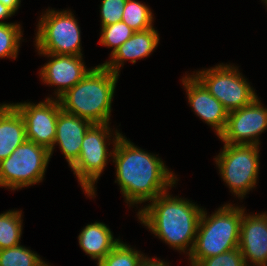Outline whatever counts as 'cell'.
<instances>
[{"label":"cell","mask_w":267,"mask_h":266,"mask_svg":"<svg viewBox=\"0 0 267 266\" xmlns=\"http://www.w3.org/2000/svg\"><path fill=\"white\" fill-rule=\"evenodd\" d=\"M22 115L25 127L26 138L38 145L53 148L56 137V123L62 109L59 99L47 97L43 102L12 103Z\"/></svg>","instance_id":"cell-11"},{"label":"cell","mask_w":267,"mask_h":266,"mask_svg":"<svg viewBox=\"0 0 267 266\" xmlns=\"http://www.w3.org/2000/svg\"><path fill=\"white\" fill-rule=\"evenodd\" d=\"M0 2L16 13L19 9L21 0H0Z\"/></svg>","instance_id":"cell-29"},{"label":"cell","mask_w":267,"mask_h":266,"mask_svg":"<svg viewBox=\"0 0 267 266\" xmlns=\"http://www.w3.org/2000/svg\"><path fill=\"white\" fill-rule=\"evenodd\" d=\"M38 54L51 58L48 63L41 67L39 74L44 84L57 86V90L54 93L55 97L57 96L56 99H59L81 81L91 70L86 68L82 55Z\"/></svg>","instance_id":"cell-12"},{"label":"cell","mask_w":267,"mask_h":266,"mask_svg":"<svg viewBox=\"0 0 267 266\" xmlns=\"http://www.w3.org/2000/svg\"><path fill=\"white\" fill-rule=\"evenodd\" d=\"M92 125L88 120L61 109L56 123L53 148L49 150L50 157L55 149L54 146L58 145L69 167H71L79 158L83 137Z\"/></svg>","instance_id":"cell-15"},{"label":"cell","mask_w":267,"mask_h":266,"mask_svg":"<svg viewBox=\"0 0 267 266\" xmlns=\"http://www.w3.org/2000/svg\"><path fill=\"white\" fill-rule=\"evenodd\" d=\"M267 130V108L257 97L251 104L229 112L218 139L228 144L260 145L259 135Z\"/></svg>","instance_id":"cell-10"},{"label":"cell","mask_w":267,"mask_h":266,"mask_svg":"<svg viewBox=\"0 0 267 266\" xmlns=\"http://www.w3.org/2000/svg\"><path fill=\"white\" fill-rule=\"evenodd\" d=\"M168 264V262L166 263L165 261L158 258H149L145 255L138 266H169Z\"/></svg>","instance_id":"cell-27"},{"label":"cell","mask_w":267,"mask_h":266,"mask_svg":"<svg viewBox=\"0 0 267 266\" xmlns=\"http://www.w3.org/2000/svg\"><path fill=\"white\" fill-rule=\"evenodd\" d=\"M103 222L87 224L78 236L81 249L97 264L120 242Z\"/></svg>","instance_id":"cell-18"},{"label":"cell","mask_w":267,"mask_h":266,"mask_svg":"<svg viewBox=\"0 0 267 266\" xmlns=\"http://www.w3.org/2000/svg\"><path fill=\"white\" fill-rule=\"evenodd\" d=\"M244 207L225 204L211 216L203 209L195 242L188 258L191 266L199 261L238 248Z\"/></svg>","instance_id":"cell-4"},{"label":"cell","mask_w":267,"mask_h":266,"mask_svg":"<svg viewBox=\"0 0 267 266\" xmlns=\"http://www.w3.org/2000/svg\"><path fill=\"white\" fill-rule=\"evenodd\" d=\"M100 32L101 37L99 43L102 46L112 47V54L118 47L124 44L135 31L123 21H119L107 26H102Z\"/></svg>","instance_id":"cell-24"},{"label":"cell","mask_w":267,"mask_h":266,"mask_svg":"<svg viewBox=\"0 0 267 266\" xmlns=\"http://www.w3.org/2000/svg\"><path fill=\"white\" fill-rule=\"evenodd\" d=\"M118 77L102 64L91 68L81 81L59 98L62 109L92 124L109 123Z\"/></svg>","instance_id":"cell-3"},{"label":"cell","mask_w":267,"mask_h":266,"mask_svg":"<svg viewBox=\"0 0 267 266\" xmlns=\"http://www.w3.org/2000/svg\"><path fill=\"white\" fill-rule=\"evenodd\" d=\"M238 248L246 266H267L266 212L253 215L243 212Z\"/></svg>","instance_id":"cell-13"},{"label":"cell","mask_w":267,"mask_h":266,"mask_svg":"<svg viewBox=\"0 0 267 266\" xmlns=\"http://www.w3.org/2000/svg\"><path fill=\"white\" fill-rule=\"evenodd\" d=\"M26 140L22 115L11 103L0 104V162Z\"/></svg>","instance_id":"cell-17"},{"label":"cell","mask_w":267,"mask_h":266,"mask_svg":"<svg viewBox=\"0 0 267 266\" xmlns=\"http://www.w3.org/2000/svg\"><path fill=\"white\" fill-rule=\"evenodd\" d=\"M181 80L190 107L219 137L225 129L229 112L192 74H187Z\"/></svg>","instance_id":"cell-14"},{"label":"cell","mask_w":267,"mask_h":266,"mask_svg":"<svg viewBox=\"0 0 267 266\" xmlns=\"http://www.w3.org/2000/svg\"><path fill=\"white\" fill-rule=\"evenodd\" d=\"M159 40L158 31L154 27L136 31L114 53L110 54L111 59L102 65L120 75V68L123 67L124 61L129 60L135 64L136 60L148 57L158 46Z\"/></svg>","instance_id":"cell-16"},{"label":"cell","mask_w":267,"mask_h":266,"mask_svg":"<svg viewBox=\"0 0 267 266\" xmlns=\"http://www.w3.org/2000/svg\"><path fill=\"white\" fill-rule=\"evenodd\" d=\"M112 134L109 123L93 124L83 137L79 158L70 167L88 197H95V182L108 164L109 156H113L114 146L122 135L118 130ZM111 137L113 148L109 153Z\"/></svg>","instance_id":"cell-5"},{"label":"cell","mask_w":267,"mask_h":266,"mask_svg":"<svg viewBox=\"0 0 267 266\" xmlns=\"http://www.w3.org/2000/svg\"><path fill=\"white\" fill-rule=\"evenodd\" d=\"M13 15H15V13L0 2V20L8 19ZM0 23H3V21H0Z\"/></svg>","instance_id":"cell-28"},{"label":"cell","mask_w":267,"mask_h":266,"mask_svg":"<svg viewBox=\"0 0 267 266\" xmlns=\"http://www.w3.org/2000/svg\"><path fill=\"white\" fill-rule=\"evenodd\" d=\"M0 266H51L23 245L0 250Z\"/></svg>","instance_id":"cell-21"},{"label":"cell","mask_w":267,"mask_h":266,"mask_svg":"<svg viewBox=\"0 0 267 266\" xmlns=\"http://www.w3.org/2000/svg\"><path fill=\"white\" fill-rule=\"evenodd\" d=\"M22 210H8L0 214V250L20 245Z\"/></svg>","instance_id":"cell-19"},{"label":"cell","mask_w":267,"mask_h":266,"mask_svg":"<svg viewBox=\"0 0 267 266\" xmlns=\"http://www.w3.org/2000/svg\"><path fill=\"white\" fill-rule=\"evenodd\" d=\"M195 266H246L239 248L199 261Z\"/></svg>","instance_id":"cell-26"},{"label":"cell","mask_w":267,"mask_h":266,"mask_svg":"<svg viewBox=\"0 0 267 266\" xmlns=\"http://www.w3.org/2000/svg\"><path fill=\"white\" fill-rule=\"evenodd\" d=\"M262 1H264L265 5L267 6V0H262Z\"/></svg>","instance_id":"cell-30"},{"label":"cell","mask_w":267,"mask_h":266,"mask_svg":"<svg viewBox=\"0 0 267 266\" xmlns=\"http://www.w3.org/2000/svg\"><path fill=\"white\" fill-rule=\"evenodd\" d=\"M21 28L17 23H0V58H17L23 36Z\"/></svg>","instance_id":"cell-23"},{"label":"cell","mask_w":267,"mask_h":266,"mask_svg":"<svg viewBox=\"0 0 267 266\" xmlns=\"http://www.w3.org/2000/svg\"><path fill=\"white\" fill-rule=\"evenodd\" d=\"M153 13L146 5L136 0H127L122 21L132 30L143 31L153 27Z\"/></svg>","instance_id":"cell-20"},{"label":"cell","mask_w":267,"mask_h":266,"mask_svg":"<svg viewBox=\"0 0 267 266\" xmlns=\"http://www.w3.org/2000/svg\"><path fill=\"white\" fill-rule=\"evenodd\" d=\"M202 211L203 208L194 202L173 197L167 191L147 206L140 208L137 217L141 224L164 243L180 253L186 252L189 255L195 242Z\"/></svg>","instance_id":"cell-2"},{"label":"cell","mask_w":267,"mask_h":266,"mask_svg":"<svg viewBox=\"0 0 267 266\" xmlns=\"http://www.w3.org/2000/svg\"><path fill=\"white\" fill-rule=\"evenodd\" d=\"M127 0H102L100 5L101 27L122 21Z\"/></svg>","instance_id":"cell-25"},{"label":"cell","mask_w":267,"mask_h":266,"mask_svg":"<svg viewBox=\"0 0 267 266\" xmlns=\"http://www.w3.org/2000/svg\"><path fill=\"white\" fill-rule=\"evenodd\" d=\"M50 158L46 147L26 140L0 162V187L17 190L42 182Z\"/></svg>","instance_id":"cell-8"},{"label":"cell","mask_w":267,"mask_h":266,"mask_svg":"<svg viewBox=\"0 0 267 266\" xmlns=\"http://www.w3.org/2000/svg\"><path fill=\"white\" fill-rule=\"evenodd\" d=\"M144 257V254L120 241L97 265L138 266Z\"/></svg>","instance_id":"cell-22"},{"label":"cell","mask_w":267,"mask_h":266,"mask_svg":"<svg viewBox=\"0 0 267 266\" xmlns=\"http://www.w3.org/2000/svg\"><path fill=\"white\" fill-rule=\"evenodd\" d=\"M192 74L228 112L247 106L258 97L237 66L222 63Z\"/></svg>","instance_id":"cell-9"},{"label":"cell","mask_w":267,"mask_h":266,"mask_svg":"<svg viewBox=\"0 0 267 266\" xmlns=\"http://www.w3.org/2000/svg\"><path fill=\"white\" fill-rule=\"evenodd\" d=\"M112 160L116 170L115 183L129 207L151 202L178 181L161 158L135 146L123 134L114 146Z\"/></svg>","instance_id":"cell-1"},{"label":"cell","mask_w":267,"mask_h":266,"mask_svg":"<svg viewBox=\"0 0 267 266\" xmlns=\"http://www.w3.org/2000/svg\"><path fill=\"white\" fill-rule=\"evenodd\" d=\"M71 10L47 9L41 15L35 34L38 53L83 55L81 30Z\"/></svg>","instance_id":"cell-6"},{"label":"cell","mask_w":267,"mask_h":266,"mask_svg":"<svg viewBox=\"0 0 267 266\" xmlns=\"http://www.w3.org/2000/svg\"><path fill=\"white\" fill-rule=\"evenodd\" d=\"M259 151L258 145L224 143L215 158L221 178L234 196L244 199L250 190L256 188Z\"/></svg>","instance_id":"cell-7"}]
</instances>
